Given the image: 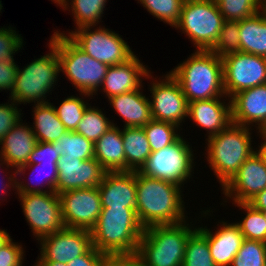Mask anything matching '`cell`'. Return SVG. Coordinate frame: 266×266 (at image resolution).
<instances>
[{
  "instance_id": "25",
  "label": "cell",
  "mask_w": 266,
  "mask_h": 266,
  "mask_svg": "<svg viewBox=\"0 0 266 266\" xmlns=\"http://www.w3.org/2000/svg\"><path fill=\"white\" fill-rule=\"evenodd\" d=\"M94 158L106 172L126 171L121 129L113 126L94 143Z\"/></svg>"
},
{
  "instance_id": "1",
  "label": "cell",
  "mask_w": 266,
  "mask_h": 266,
  "mask_svg": "<svg viewBox=\"0 0 266 266\" xmlns=\"http://www.w3.org/2000/svg\"><path fill=\"white\" fill-rule=\"evenodd\" d=\"M181 187L136 171V215L143 228L186 220Z\"/></svg>"
},
{
  "instance_id": "46",
  "label": "cell",
  "mask_w": 266,
  "mask_h": 266,
  "mask_svg": "<svg viewBox=\"0 0 266 266\" xmlns=\"http://www.w3.org/2000/svg\"><path fill=\"white\" fill-rule=\"evenodd\" d=\"M13 61L0 62V90H9L11 94L17 73L18 64Z\"/></svg>"
},
{
  "instance_id": "38",
  "label": "cell",
  "mask_w": 266,
  "mask_h": 266,
  "mask_svg": "<svg viewBox=\"0 0 266 266\" xmlns=\"http://www.w3.org/2000/svg\"><path fill=\"white\" fill-rule=\"evenodd\" d=\"M210 51L219 58L240 52L239 21H224L219 37Z\"/></svg>"
},
{
  "instance_id": "8",
  "label": "cell",
  "mask_w": 266,
  "mask_h": 266,
  "mask_svg": "<svg viewBox=\"0 0 266 266\" xmlns=\"http://www.w3.org/2000/svg\"><path fill=\"white\" fill-rule=\"evenodd\" d=\"M224 21L218 5L211 1L185 0L180 19L174 27L187 34L196 50L210 51Z\"/></svg>"
},
{
  "instance_id": "5",
  "label": "cell",
  "mask_w": 266,
  "mask_h": 266,
  "mask_svg": "<svg viewBox=\"0 0 266 266\" xmlns=\"http://www.w3.org/2000/svg\"><path fill=\"white\" fill-rule=\"evenodd\" d=\"M187 220L144 228L136 255L145 266H182L187 241L197 230Z\"/></svg>"
},
{
  "instance_id": "15",
  "label": "cell",
  "mask_w": 266,
  "mask_h": 266,
  "mask_svg": "<svg viewBox=\"0 0 266 266\" xmlns=\"http://www.w3.org/2000/svg\"><path fill=\"white\" fill-rule=\"evenodd\" d=\"M38 242L41 251L36 261L67 263L93 247L91 231L68 227L44 236Z\"/></svg>"
},
{
  "instance_id": "53",
  "label": "cell",
  "mask_w": 266,
  "mask_h": 266,
  "mask_svg": "<svg viewBox=\"0 0 266 266\" xmlns=\"http://www.w3.org/2000/svg\"><path fill=\"white\" fill-rule=\"evenodd\" d=\"M261 12L265 15V18H266V0H262Z\"/></svg>"
},
{
  "instance_id": "19",
  "label": "cell",
  "mask_w": 266,
  "mask_h": 266,
  "mask_svg": "<svg viewBox=\"0 0 266 266\" xmlns=\"http://www.w3.org/2000/svg\"><path fill=\"white\" fill-rule=\"evenodd\" d=\"M151 71L144 65L139 58L134 55L128 61L109 66L101 85L105 96L110 98L115 95L131 92L138 89L144 79H153Z\"/></svg>"
},
{
  "instance_id": "2",
  "label": "cell",
  "mask_w": 266,
  "mask_h": 266,
  "mask_svg": "<svg viewBox=\"0 0 266 266\" xmlns=\"http://www.w3.org/2000/svg\"><path fill=\"white\" fill-rule=\"evenodd\" d=\"M143 231L136 208L102 207L98 221L91 230L92 245L108 258L134 256Z\"/></svg>"
},
{
  "instance_id": "4",
  "label": "cell",
  "mask_w": 266,
  "mask_h": 266,
  "mask_svg": "<svg viewBox=\"0 0 266 266\" xmlns=\"http://www.w3.org/2000/svg\"><path fill=\"white\" fill-rule=\"evenodd\" d=\"M251 128L231 122L223 131L206 138V159L223 188L239 167L257 149H253ZM251 131V132H249Z\"/></svg>"
},
{
  "instance_id": "10",
  "label": "cell",
  "mask_w": 266,
  "mask_h": 266,
  "mask_svg": "<svg viewBox=\"0 0 266 266\" xmlns=\"http://www.w3.org/2000/svg\"><path fill=\"white\" fill-rule=\"evenodd\" d=\"M183 136L161 150L151 152L139 172L145 176L184 186L193 175L194 154Z\"/></svg>"
},
{
  "instance_id": "24",
  "label": "cell",
  "mask_w": 266,
  "mask_h": 266,
  "mask_svg": "<svg viewBox=\"0 0 266 266\" xmlns=\"http://www.w3.org/2000/svg\"><path fill=\"white\" fill-rule=\"evenodd\" d=\"M142 87L107 98L117 115L124 120V127H143L152 120L150 101L141 92Z\"/></svg>"
},
{
  "instance_id": "28",
  "label": "cell",
  "mask_w": 266,
  "mask_h": 266,
  "mask_svg": "<svg viewBox=\"0 0 266 266\" xmlns=\"http://www.w3.org/2000/svg\"><path fill=\"white\" fill-rule=\"evenodd\" d=\"M126 157V171H139L151 154L148 139L142 127L121 129Z\"/></svg>"
},
{
  "instance_id": "22",
  "label": "cell",
  "mask_w": 266,
  "mask_h": 266,
  "mask_svg": "<svg viewBox=\"0 0 266 266\" xmlns=\"http://www.w3.org/2000/svg\"><path fill=\"white\" fill-rule=\"evenodd\" d=\"M212 98L188 103V119L207 131V138L223 131L231 122V101Z\"/></svg>"
},
{
  "instance_id": "13",
  "label": "cell",
  "mask_w": 266,
  "mask_h": 266,
  "mask_svg": "<svg viewBox=\"0 0 266 266\" xmlns=\"http://www.w3.org/2000/svg\"><path fill=\"white\" fill-rule=\"evenodd\" d=\"M64 227L91 231L102 210L98 187L80 188L58 194Z\"/></svg>"
},
{
  "instance_id": "55",
  "label": "cell",
  "mask_w": 266,
  "mask_h": 266,
  "mask_svg": "<svg viewBox=\"0 0 266 266\" xmlns=\"http://www.w3.org/2000/svg\"><path fill=\"white\" fill-rule=\"evenodd\" d=\"M258 135H260V137H265L266 138V126Z\"/></svg>"
},
{
  "instance_id": "7",
  "label": "cell",
  "mask_w": 266,
  "mask_h": 266,
  "mask_svg": "<svg viewBox=\"0 0 266 266\" xmlns=\"http://www.w3.org/2000/svg\"><path fill=\"white\" fill-rule=\"evenodd\" d=\"M56 50L60 72L86 97L97 94L105 78L108 65L83 52L67 36L56 33Z\"/></svg>"
},
{
  "instance_id": "54",
  "label": "cell",
  "mask_w": 266,
  "mask_h": 266,
  "mask_svg": "<svg viewBox=\"0 0 266 266\" xmlns=\"http://www.w3.org/2000/svg\"><path fill=\"white\" fill-rule=\"evenodd\" d=\"M53 1L54 3H56L57 5H59L60 7H62V5L64 4V1L65 0H51Z\"/></svg>"
},
{
  "instance_id": "51",
  "label": "cell",
  "mask_w": 266,
  "mask_h": 266,
  "mask_svg": "<svg viewBox=\"0 0 266 266\" xmlns=\"http://www.w3.org/2000/svg\"><path fill=\"white\" fill-rule=\"evenodd\" d=\"M11 236L5 229H0V248L5 244Z\"/></svg>"
},
{
  "instance_id": "52",
  "label": "cell",
  "mask_w": 266,
  "mask_h": 266,
  "mask_svg": "<svg viewBox=\"0 0 266 266\" xmlns=\"http://www.w3.org/2000/svg\"><path fill=\"white\" fill-rule=\"evenodd\" d=\"M259 138H261L263 142H260V146L258 145V148L256 149L261 153L266 162V138L265 137H259Z\"/></svg>"
},
{
  "instance_id": "57",
  "label": "cell",
  "mask_w": 266,
  "mask_h": 266,
  "mask_svg": "<svg viewBox=\"0 0 266 266\" xmlns=\"http://www.w3.org/2000/svg\"><path fill=\"white\" fill-rule=\"evenodd\" d=\"M2 1L0 0V12H1V10H2V3H1Z\"/></svg>"
},
{
  "instance_id": "9",
  "label": "cell",
  "mask_w": 266,
  "mask_h": 266,
  "mask_svg": "<svg viewBox=\"0 0 266 266\" xmlns=\"http://www.w3.org/2000/svg\"><path fill=\"white\" fill-rule=\"evenodd\" d=\"M94 28V26H84L68 32L69 34L59 31L56 33L67 36L83 52L108 66L122 64L135 55L128 42L115 31L105 26Z\"/></svg>"
},
{
  "instance_id": "23",
  "label": "cell",
  "mask_w": 266,
  "mask_h": 266,
  "mask_svg": "<svg viewBox=\"0 0 266 266\" xmlns=\"http://www.w3.org/2000/svg\"><path fill=\"white\" fill-rule=\"evenodd\" d=\"M36 143L32 128L20 121L1 140L0 157L16 171L27 164Z\"/></svg>"
},
{
  "instance_id": "16",
  "label": "cell",
  "mask_w": 266,
  "mask_h": 266,
  "mask_svg": "<svg viewBox=\"0 0 266 266\" xmlns=\"http://www.w3.org/2000/svg\"><path fill=\"white\" fill-rule=\"evenodd\" d=\"M266 188V162L257 150L239 167L238 172L222 188L225 199L248 203Z\"/></svg>"
},
{
  "instance_id": "26",
  "label": "cell",
  "mask_w": 266,
  "mask_h": 266,
  "mask_svg": "<svg viewBox=\"0 0 266 266\" xmlns=\"http://www.w3.org/2000/svg\"><path fill=\"white\" fill-rule=\"evenodd\" d=\"M240 52L266 58V18L260 11L239 21Z\"/></svg>"
},
{
  "instance_id": "31",
  "label": "cell",
  "mask_w": 266,
  "mask_h": 266,
  "mask_svg": "<svg viewBox=\"0 0 266 266\" xmlns=\"http://www.w3.org/2000/svg\"><path fill=\"white\" fill-rule=\"evenodd\" d=\"M54 149L60 156L73 157L81 160L94 158V143L74 131H67L53 142Z\"/></svg>"
},
{
  "instance_id": "12",
  "label": "cell",
  "mask_w": 266,
  "mask_h": 266,
  "mask_svg": "<svg viewBox=\"0 0 266 266\" xmlns=\"http://www.w3.org/2000/svg\"><path fill=\"white\" fill-rule=\"evenodd\" d=\"M23 214L36 240L60 231L64 225L56 192L17 194Z\"/></svg>"
},
{
  "instance_id": "47",
  "label": "cell",
  "mask_w": 266,
  "mask_h": 266,
  "mask_svg": "<svg viewBox=\"0 0 266 266\" xmlns=\"http://www.w3.org/2000/svg\"><path fill=\"white\" fill-rule=\"evenodd\" d=\"M106 266H145V264L137 257V255H134L109 258Z\"/></svg>"
},
{
  "instance_id": "30",
  "label": "cell",
  "mask_w": 266,
  "mask_h": 266,
  "mask_svg": "<svg viewBox=\"0 0 266 266\" xmlns=\"http://www.w3.org/2000/svg\"><path fill=\"white\" fill-rule=\"evenodd\" d=\"M70 1L65 0L61 8H63L62 10H68L67 8L69 7V9L72 10L76 29L84 26H98V24H100L103 16L102 14H104L103 11L105 10V6L107 4V0Z\"/></svg>"
},
{
  "instance_id": "3",
  "label": "cell",
  "mask_w": 266,
  "mask_h": 266,
  "mask_svg": "<svg viewBox=\"0 0 266 266\" xmlns=\"http://www.w3.org/2000/svg\"><path fill=\"white\" fill-rule=\"evenodd\" d=\"M169 73L179 83L188 103L224 96L229 101L224 89L222 58L211 51L196 50Z\"/></svg>"
},
{
  "instance_id": "40",
  "label": "cell",
  "mask_w": 266,
  "mask_h": 266,
  "mask_svg": "<svg viewBox=\"0 0 266 266\" xmlns=\"http://www.w3.org/2000/svg\"><path fill=\"white\" fill-rule=\"evenodd\" d=\"M262 0H223L218 4L225 21H240L261 11Z\"/></svg>"
},
{
  "instance_id": "35",
  "label": "cell",
  "mask_w": 266,
  "mask_h": 266,
  "mask_svg": "<svg viewBox=\"0 0 266 266\" xmlns=\"http://www.w3.org/2000/svg\"><path fill=\"white\" fill-rule=\"evenodd\" d=\"M182 266H217L211 257L208 240L198 230L187 241Z\"/></svg>"
},
{
  "instance_id": "33",
  "label": "cell",
  "mask_w": 266,
  "mask_h": 266,
  "mask_svg": "<svg viewBox=\"0 0 266 266\" xmlns=\"http://www.w3.org/2000/svg\"><path fill=\"white\" fill-rule=\"evenodd\" d=\"M239 209L244 210L245 217L240 222H235L243 237L266 243V220L262 211L255 209L249 203H235Z\"/></svg>"
},
{
  "instance_id": "41",
  "label": "cell",
  "mask_w": 266,
  "mask_h": 266,
  "mask_svg": "<svg viewBox=\"0 0 266 266\" xmlns=\"http://www.w3.org/2000/svg\"><path fill=\"white\" fill-rule=\"evenodd\" d=\"M23 38L13 27L0 28V62L13 61L15 52L23 47Z\"/></svg>"
},
{
  "instance_id": "20",
  "label": "cell",
  "mask_w": 266,
  "mask_h": 266,
  "mask_svg": "<svg viewBox=\"0 0 266 266\" xmlns=\"http://www.w3.org/2000/svg\"><path fill=\"white\" fill-rule=\"evenodd\" d=\"M98 190L102 207L136 208V171L106 172Z\"/></svg>"
},
{
  "instance_id": "37",
  "label": "cell",
  "mask_w": 266,
  "mask_h": 266,
  "mask_svg": "<svg viewBox=\"0 0 266 266\" xmlns=\"http://www.w3.org/2000/svg\"><path fill=\"white\" fill-rule=\"evenodd\" d=\"M154 17L174 27L182 12L185 0H137Z\"/></svg>"
},
{
  "instance_id": "6",
  "label": "cell",
  "mask_w": 266,
  "mask_h": 266,
  "mask_svg": "<svg viewBox=\"0 0 266 266\" xmlns=\"http://www.w3.org/2000/svg\"><path fill=\"white\" fill-rule=\"evenodd\" d=\"M48 54L34 59L27 66L19 69L15 78V85L9 100L15 104L48 103L46 97L52 93L60 73V61L56 50V32L49 40ZM47 94V95H46Z\"/></svg>"
},
{
  "instance_id": "34",
  "label": "cell",
  "mask_w": 266,
  "mask_h": 266,
  "mask_svg": "<svg viewBox=\"0 0 266 266\" xmlns=\"http://www.w3.org/2000/svg\"><path fill=\"white\" fill-rule=\"evenodd\" d=\"M142 128L148 139L151 152L161 150L171 145L181 135L178 133V126L153 119Z\"/></svg>"
},
{
  "instance_id": "21",
  "label": "cell",
  "mask_w": 266,
  "mask_h": 266,
  "mask_svg": "<svg viewBox=\"0 0 266 266\" xmlns=\"http://www.w3.org/2000/svg\"><path fill=\"white\" fill-rule=\"evenodd\" d=\"M219 227H215V232L210 231V228L208 229L206 226L204 228L198 226L197 230L208 240L211 257L215 264L217 266H231L244 237L235 222L221 221Z\"/></svg>"
},
{
  "instance_id": "43",
  "label": "cell",
  "mask_w": 266,
  "mask_h": 266,
  "mask_svg": "<svg viewBox=\"0 0 266 266\" xmlns=\"http://www.w3.org/2000/svg\"><path fill=\"white\" fill-rule=\"evenodd\" d=\"M59 159L60 155L58 154V150L54 149L53 142L37 141L26 165L39 163L57 164Z\"/></svg>"
},
{
  "instance_id": "18",
  "label": "cell",
  "mask_w": 266,
  "mask_h": 266,
  "mask_svg": "<svg viewBox=\"0 0 266 266\" xmlns=\"http://www.w3.org/2000/svg\"><path fill=\"white\" fill-rule=\"evenodd\" d=\"M230 101L233 123L249 128H252L254 124L253 127L258 125L256 126L257 133L265 128L266 84L240 91L233 95Z\"/></svg>"
},
{
  "instance_id": "56",
  "label": "cell",
  "mask_w": 266,
  "mask_h": 266,
  "mask_svg": "<svg viewBox=\"0 0 266 266\" xmlns=\"http://www.w3.org/2000/svg\"><path fill=\"white\" fill-rule=\"evenodd\" d=\"M211 1L212 3L218 5L219 3H221L223 0H208Z\"/></svg>"
},
{
  "instance_id": "29",
  "label": "cell",
  "mask_w": 266,
  "mask_h": 266,
  "mask_svg": "<svg viewBox=\"0 0 266 266\" xmlns=\"http://www.w3.org/2000/svg\"><path fill=\"white\" fill-rule=\"evenodd\" d=\"M26 169H28L29 171L31 169V175L37 171H38L36 173L38 174L37 177L39 176V174H41L42 177L39 176V178L37 179L38 180L40 178L42 179H40L39 182L36 179L37 180L36 183L38 182L40 187L39 185H36V184H35L36 185L35 187L34 186L32 187L30 185L31 181L30 183H26V182L24 183V181H20L22 178L20 179L18 178L16 179V189H15L17 191L16 194L56 192V185H57V179H58L57 164L39 163V164H33V165H24V166L19 167L16 170V176L20 175L19 177H21V175L25 174ZM42 187L44 188L47 187V188H45L44 190Z\"/></svg>"
},
{
  "instance_id": "49",
  "label": "cell",
  "mask_w": 266,
  "mask_h": 266,
  "mask_svg": "<svg viewBox=\"0 0 266 266\" xmlns=\"http://www.w3.org/2000/svg\"><path fill=\"white\" fill-rule=\"evenodd\" d=\"M255 209L266 211V188L260 191L253 199L248 202Z\"/></svg>"
},
{
  "instance_id": "48",
  "label": "cell",
  "mask_w": 266,
  "mask_h": 266,
  "mask_svg": "<svg viewBox=\"0 0 266 266\" xmlns=\"http://www.w3.org/2000/svg\"><path fill=\"white\" fill-rule=\"evenodd\" d=\"M0 162H1L0 163V168H1V166H2V168H4L3 165H6L5 168L6 167L8 169L10 168V166L1 157H0ZM9 172H11V173H9ZM9 172H6V173H8V174H6V179H7L8 183L7 182H5L6 184L3 183V182H2L3 184L1 183L3 186L1 185L2 188H0L1 189L0 191H2V195L0 193V196H2V197H4V195L7 194L6 193L7 192V190H6L7 188H9L8 190H11L10 188L16 189V179L18 177V176H16V171H14V170L11 171L10 170ZM9 174H11V175H9ZM8 175H9V177H8Z\"/></svg>"
},
{
  "instance_id": "45",
  "label": "cell",
  "mask_w": 266,
  "mask_h": 266,
  "mask_svg": "<svg viewBox=\"0 0 266 266\" xmlns=\"http://www.w3.org/2000/svg\"><path fill=\"white\" fill-rule=\"evenodd\" d=\"M109 258L94 246L84 255L68 261V266H106Z\"/></svg>"
},
{
  "instance_id": "36",
  "label": "cell",
  "mask_w": 266,
  "mask_h": 266,
  "mask_svg": "<svg viewBox=\"0 0 266 266\" xmlns=\"http://www.w3.org/2000/svg\"><path fill=\"white\" fill-rule=\"evenodd\" d=\"M68 96L60 105L54 106L59 120L64 124L67 131H75L78 123L83 117L86 108L90 105L84 101V97Z\"/></svg>"
},
{
  "instance_id": "11",
  "label": "cell",
  "mask_w": 266,
  "mask_h": 266,
  "mask_svg": "<svg viewBox=\"0 0 266 266\" xmlns=\"http://www.w3.org/2000/svg\"><path fill=\"white\" fill-rule=\"evenodd\" d=\"M224 89L229 99L240 91L266 84V58L236 52L222 58Z\"/></svg>"
},
{
  "instance_id": "58",
  "label": "cell",
  "mask_w": 266,
  "mask_h": 266,
  "mask_svg": "<svg viewBox=\"0 0 266 266\" xmlns=\"http://www.w3.org/2000/svg\"><path fill=\"white\" fill-rule=\"evenodd\" d=\"M263 214H264V218L266 220V211H263Z\"/></svg>"
},
{
  "instance_id": "17",
  "label": "cell",
  "mask_w": 266,
  "mask_h": 266,
  "mask_svg": "<svg viewBox=\"0 0 266 266\" xmlns=\"http://www.w3.org/2000/svg\"><path fill=\"white\" fill-rule=\"evenodd\" d=\"M57 167V194L80 188L98 187L106 173L95 158L81 160L63 155L60 156Z\"/></svg>"
},
{
  "instance_id": "42",
  "label": "cell",
  "mask_w": 266,
  "mask_h": 266,
  "mask_svg": "<svg viewBox=\"0 0 266 266\" xmlns=\"http://www.w3.org/2000/svg\"><path fill=\"white\" fill-rule=\"evenodd\" d=\"M10 102L0 104V142L22 120V109H19L12 100Z\"/></svg>"
},
{
  "instance_id": "44",
  "label": "cell",
  "mask_w": 266,
  "mask_h": 266,
  "mask_svg": "<svg viewBox=\"0 0 266 266\" xmlns=\"http://www.w3.org/2000/svg\"><path fill=\"white\" fill-rule=\"evenodd\" d=\"M23 249L22 244L10 238L0 248V266H22L25 256Z\"/></svg>"
},
{
  "instance_id": "50",
  "label": "cell",
  "mask_w": 266,
  "mask_h": 266,
  "mask_svg": "<svg viewBox=\"0 0 266 266\" xmlns=\"http://www.w3.org/2000/svg\"><path fill=\"white\" fill-rule=\"evenodd\" d=\"M33 266H68V264L53 261H36L35 265Z\"/></svg>"
},
{
  "instance_id": "14",
  "label": "cell",
  "mask_w": 266,
  "mask_h": 266,
  "mask_svg": "<svg viewBox=\"0 0 266 266\" xmlns=\"http://www.w3.org/2000/svg\"><path fill=\"white\" fill-rule=\"evenodd\" d=\"M165 78V79H164ZM162 79V80H161ZM161 79L151 81L150 101L152 119L168 122L181 128L182 122L188 117V102L179 83L169 72Z\"/></svg>"
},
{
  "instance_id": "32",
  "label": "cell",
  "mask_w": 266,
  "mask_h": 266,
  "mask_svg": "<svg viewBox=\"0 0 266 266\" xmlns=\"http://www.w3.org/2000/svg\"><path fill=\"white\" fill-rule=\"evenodd\" d=\"M111 121L101 109L90 105L86 108L74 132L95 143L105 132L117 125Z\"/></svg>"
},
{
  "instance_id": "27",
  "label": "cell",
  "mask_w": 266,
  "mask_h": 266,
  "mask_svg": "<svg viewBox=\"0 0 266 266\" xmlns=\"http://www.w3.org/2000/svg\"><path fill=\"white\" fill-rule=\"evenodd\" d=\"M33 106L32 131L39 142H55L67 132L59 120L53 103H40Z\"/></svg>"
},
{
  "instance_id": "39",
  "label": "cell",
  "mask_w": 266,
  "mask_h": 266,
  "mask_svg": "<svg viewBox=\"0 0 266 266\" xmlns=\"http://www.w3.org/2000/svg\"><path fill=\"white\" fill-rule=\"evenodd\" d=\"M231 266H266V243L244 238Z\"/></svg>"
}]
</instances>
